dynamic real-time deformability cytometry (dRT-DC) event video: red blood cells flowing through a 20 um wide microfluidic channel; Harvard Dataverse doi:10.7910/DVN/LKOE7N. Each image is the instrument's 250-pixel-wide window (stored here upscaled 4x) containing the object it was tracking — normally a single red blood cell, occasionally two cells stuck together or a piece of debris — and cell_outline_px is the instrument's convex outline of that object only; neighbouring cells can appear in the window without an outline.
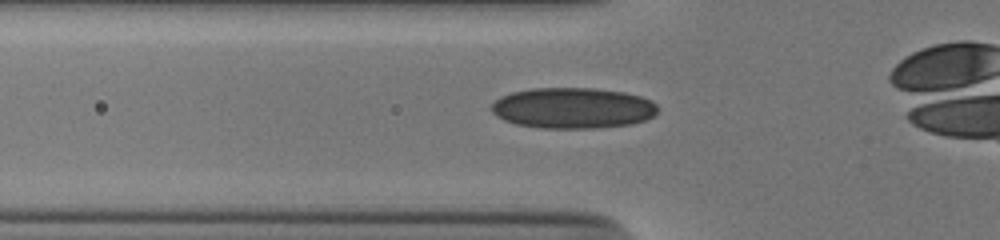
{"species": "human", "species_latin": "Homo sapiens", "temperature_condition": "cold", "stored_images_in_passage": 38, "camera_frame_rate_fps": 3000, "um_per_image_px": 0.085, "donor": {"sex": "male"}, "frame": {"image": 1, "passage_image": 10, "time_ms": 3.0, "image_size_px": [1000, 240], "cell_outline_px": [[656, 112], [652, 116], [644, 120], [632, 124], [596, 128], [540, 128], [516, 124], [504, 120], [496, 116], [492, 112], [492, 104], [500, 96], [512, 92], [532, 88], [592, 88], [624, 92], [640, 96], [656, 104]], "centroid_in_image_um": [48.65, 9.18], "position_along_channel_um": 77.1, "area_um2": 39.48}}
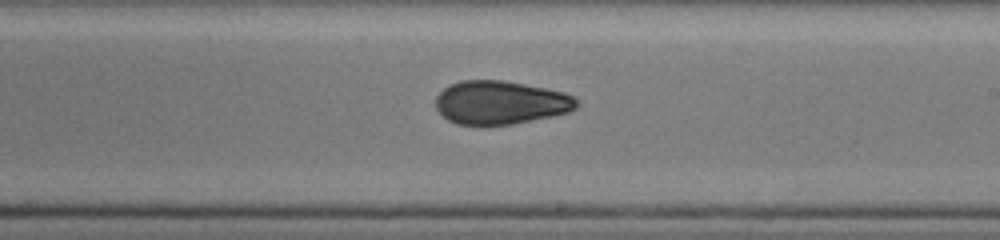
{"frame": {"image": 2, "passage_image": 23, "time_ms": 7.333, "image_size_px": [1000, 240], "cell_outline_px": [[576, 108], [568, 112], [512, 124], [456, 124], [448, 120], [436, 108], [436, 96], [448, 84], [460, 80], [500, 80], [524, 84], [564, 92], [576, 96]], "centroid_in_image_um": [42.51, 8.7], "position_along_channel_um": 246.5, "area_um2": 35.37}}
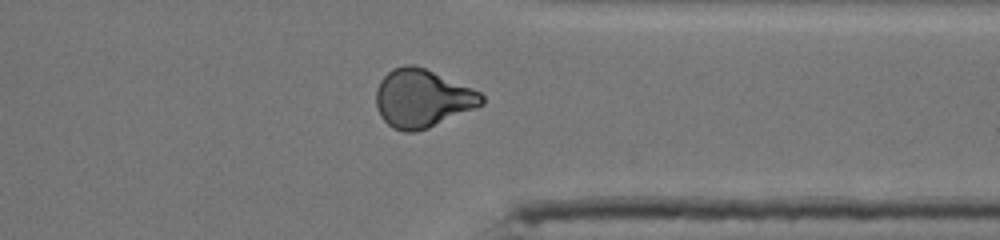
{"frame": {"image": 3, "passage_image": 33, "time_ms": 10.667, "image_size_px": [1000, 240], "cell_outline_px": [[484, 104], [476, 108], [428, 128], [416, 132], [404, 132], [392, 128], [380, 116], [376, 108], [376, 88], [380, 80], [392, 68], [404, 64], [412, 64], [424, 68], [480, 92], [484, 96]], "centroid_in_image_um": [35.86, 8.37], "position_along_channel_um": 375.5, "area_um2": 35.78}, "authors_computed_cell_mechanics": {"area_um2": 37.4255, "velocity_mm_per_s": 3.9119, "shape_relaxation_time_tau1_ms": null, "shape_relaxation_time_tau2_ms": 2.5861, "deformation_change_tau1": null, "deformation_change_tau2": 0.0745}}